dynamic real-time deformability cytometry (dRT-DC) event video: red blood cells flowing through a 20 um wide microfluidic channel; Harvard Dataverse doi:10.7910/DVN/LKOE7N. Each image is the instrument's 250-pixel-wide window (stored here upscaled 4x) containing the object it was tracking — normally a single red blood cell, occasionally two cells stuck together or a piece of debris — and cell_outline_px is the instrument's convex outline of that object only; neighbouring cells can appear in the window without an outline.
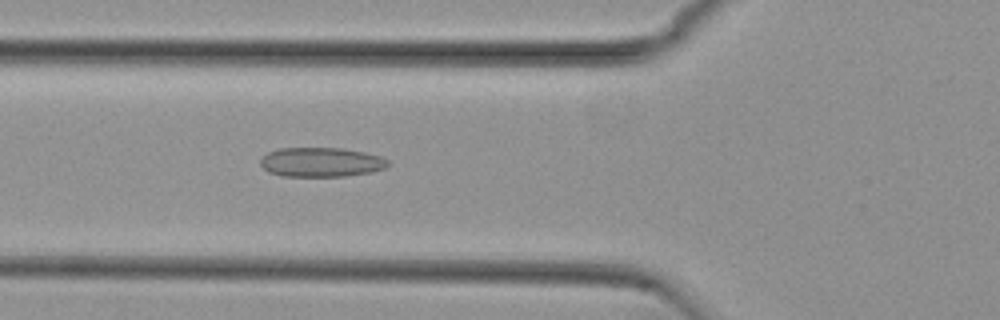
{"species": "common noctule bat (a hibernating species)", "species_latin": "Nyctalus noctula", "temperature_condition": "cold", "stored_images_in_passage": 49, "camera_frame_rate_fps": 3000, "um_per_image_px": 0.085, "animal": {"sex": "female", "body_mass_g": 29.2, "forearm_length_mm": 56.3}, "frame": {"image": 1, "passage_image": 14, "time_ms": 4.333, "image_size_px": [1000, 320], "cell_outline_px": [[388, 164], [384, 168], [372, 172], [344, 176], [280, 176], [268, 172], [260, 164], [260, 160], [268, 152], [280, 148], [344, 148], [364, 152], [380, 156], [388, 160]], "centroid_in_image_um": [27.28, 13.78], "position_along_channel_um": 98.5, "area_um2": 21.85}}
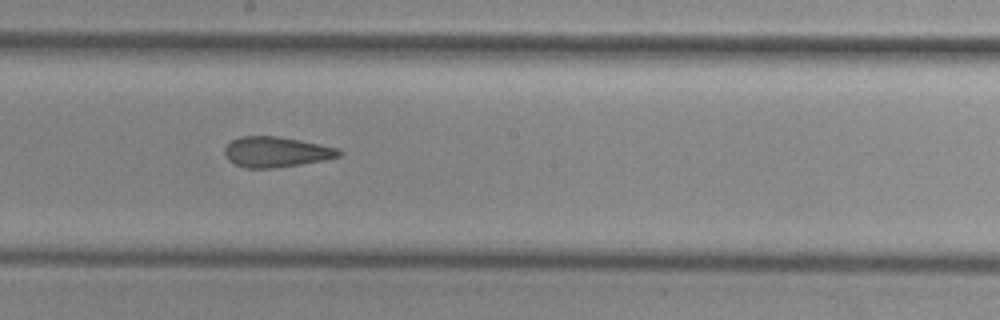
{"frame": {"image": 2, "passage_image": 24, "time_ms": 7.667, "image_size_px": [1000, 320], "cell_outline_px": [[344, 152], [340, 156], [324, 160], [300, 164], [272, 168], [244, 168], [228, 160], [224, 152], [224, 148], [232, 140], [240, 136], [276, 136], [300, 140], [340, 148]], "centroid_in_image_um": [23.49, 12.91], "position_along_channel_um": 224.7, "area_um2": 20.29}}
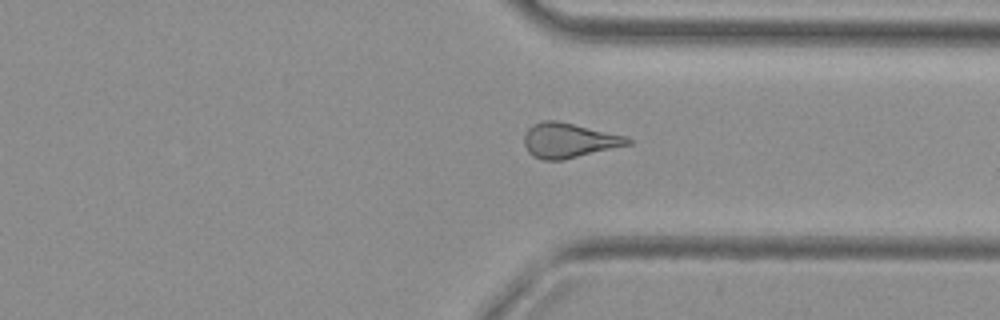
{"frame": {"image": 3, "passage_image": 35, "time_ms": 11.333, "image_size_px": [1000, 320], "cell_outline_px": [[632, 144], [564, 160], [544, 160], [532, 156], [528, 152], [524, 144], [524, 136], [528, 128], [532, 124], [544, 120], [556, 120], [628, 136], [632, 140]], "centroid_in_image_um": [48.36, 11.94], "position_along_channel_um": 363.0, "area_um2": 21.21}, "authors_computed_cell_mechanics": {"area_um2": 21.2126, "velocity_mm_per_s": 3.7731, "shape_relaxation_time_tau1_ms": null, "shape_relaxation_time_tau2_ms": 2.8437, "deformation_change_tau1": null, "deformation_change_tau2": 0.1302}}